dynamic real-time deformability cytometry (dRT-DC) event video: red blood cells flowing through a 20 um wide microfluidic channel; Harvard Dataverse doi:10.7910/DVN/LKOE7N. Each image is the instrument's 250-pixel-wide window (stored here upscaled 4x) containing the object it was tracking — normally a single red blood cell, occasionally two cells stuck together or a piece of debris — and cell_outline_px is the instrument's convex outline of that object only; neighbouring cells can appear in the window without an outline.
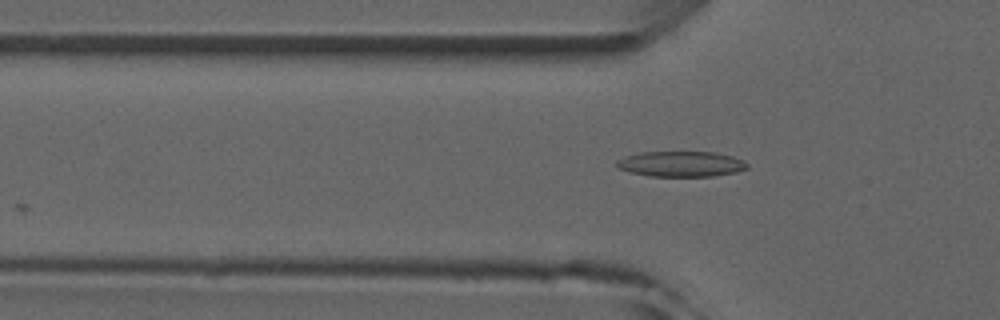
{"species": "common noctule bat (a hibernating species)", "species_latin": "Nyctalus noctula", "temperature_condition": "room temperature", "stored_images_in_passage": 5, "camera_frame_rate_fps": 3000, "um_per_image_px": 0.085, "animal": {"sex": "male", "forearm_length_mm": 52.5}, "frame": {"image": 1, "passage_image": 5, "time_ms": 4.667, "image_size_px": [1000, 320], "cell_outline_px": [[748, 168], [736, 172], [712, 176], [648, 176], [628, 172], [620, 168], [616, 164], [616, 160], [624, 156], [640, 152], [716, 152], [732, 156], [744, 160], [748, 164]], "centroid_in_image_um": [57.88, 13.93], "position_along_channel_um": 67.9, "area_um2": 19.48}}